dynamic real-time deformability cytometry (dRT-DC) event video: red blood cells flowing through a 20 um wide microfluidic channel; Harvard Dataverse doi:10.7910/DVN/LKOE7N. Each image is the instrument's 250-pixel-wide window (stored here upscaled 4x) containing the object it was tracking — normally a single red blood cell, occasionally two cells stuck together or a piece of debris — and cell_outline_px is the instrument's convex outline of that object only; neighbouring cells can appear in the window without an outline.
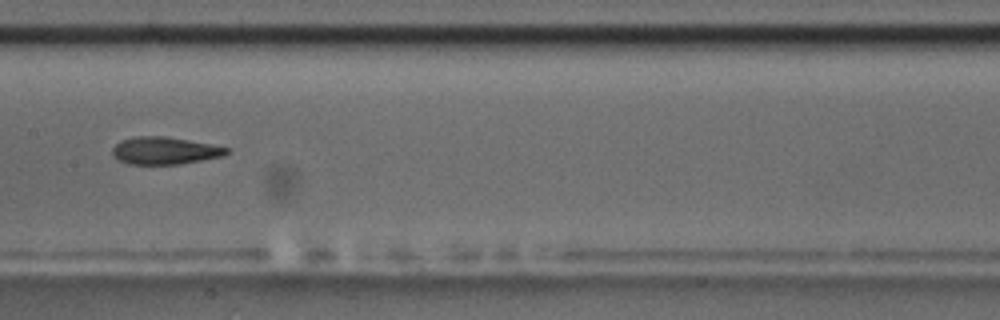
{"species": "common noctule bat (a hibernating species)", "species_latin": "Nyctalus noctula", "temperature_condition": "room temperature", "stored_images_in_passage": 7, "camera_frame_rate_fps": 3000, "um_per_image_px": 0.085, "animal": {"sex": "male", "body_mass_g": 17.5, "forearm_length_mm": 52.3}, "frame": {"image": 1, "passage_image": 7, "time_ms": 6.667, "image_size_px": [1000, 320], "cell_outline_px": [[228, 152], [224, 156], [180, 164], [128, 164], [112, 156], [112, 148], [120, 140], [136, 136], [168, 136], [212, 144], [228, 148]], "centroid_in_image_um": [13.99, 12.8], "position_along_channel_um": 193.4, "area_um2": 18.32}}